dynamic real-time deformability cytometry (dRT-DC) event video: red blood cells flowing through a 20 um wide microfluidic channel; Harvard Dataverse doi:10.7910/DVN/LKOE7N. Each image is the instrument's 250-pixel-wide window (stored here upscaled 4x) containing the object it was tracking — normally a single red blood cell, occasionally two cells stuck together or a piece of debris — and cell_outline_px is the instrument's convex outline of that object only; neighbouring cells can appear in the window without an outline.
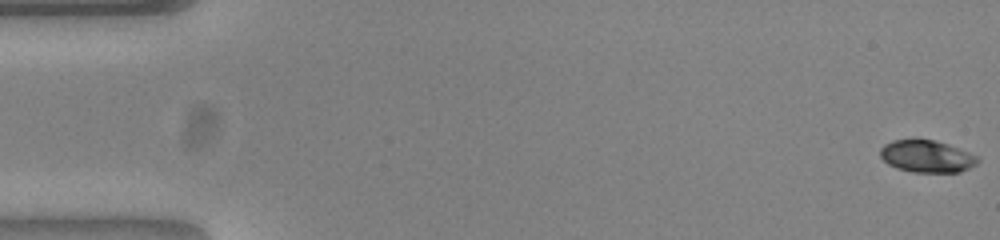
{"species": "common noctule bat (a hibernating species)", "species_latin": "Nyctalus noctula", "temperature_condition": "warm", "stored_images_in_passage": 54, "camera_frame_rate_fps": 3000, "um_per_image_px": 0.085, "animal": {"sex": "female", "body_mass_g": 23.0, "forearm_length_mm": 53.4}, "frame": {"image": 1, "passage_image": 1, "time_ms": 0.0, "image_size_px": [1000, 240], "cell_outline_px": [[980, 160], [976, 164], [960, 172], [912, 172], [896, 168], [888, 164], [880, 156], [880, 148], [884, 144], [892, 140], [932, 140], [948, 144], [968, 152], [976, 156]], "centroid_in_image_um": [78.75, 13.3], "position_along_channel_um": 6.2, "area_um2": 18.09}}
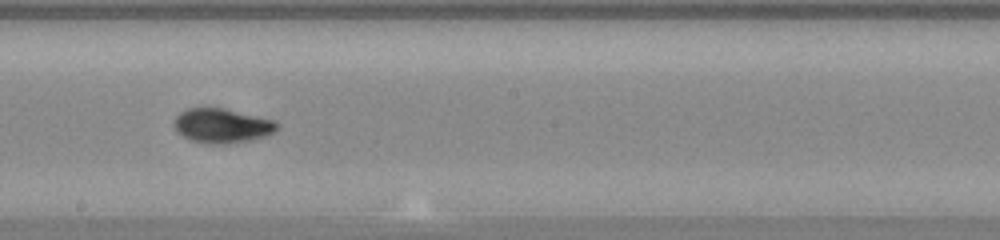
{"frame": {"image": 2, "passage_image": 30, "time_ms": 9.667, "image_size_px": [1000, 240], "cell_outline_px": [[280, 128], [276, 132], [252, 140], [228, 144], [208, 144], [192, 140], [176, 132], [172, 124], [176, 116], [180, 112], [188, 108], [224, 108], [276, 120]], "centroid_in_image_um": [18.89, 10.69], "position_along_channel_um": 229.3, "area_um2": 20.98}}
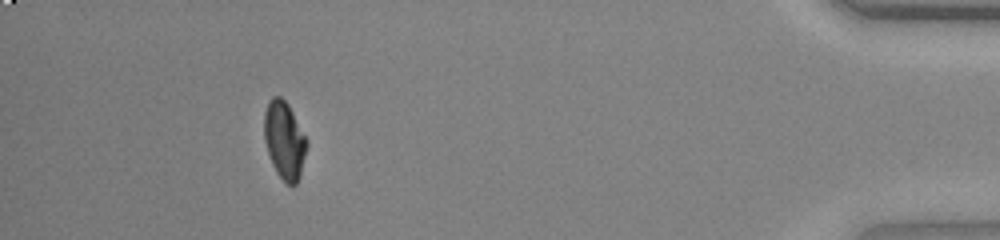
{"frame": {"image": 3, "passage_image": 49, "time_ms": 16.0, "image_size_px": [1000, 240], "cell_outline_px": [[308, 144], [300, 176], [296, 184], [288, 184], [276, 172], [272, 164], [264, 140], [264, 112], [272, 96], [280, 96], [288, 104], [308, 140]], "centroid_in_image_um": [24.18, 11.91], "position_along_channel_um": 411.0, "area_um2": 19.19}, "authors_computed_cell_mechanics": {"area_um2": 19.2763, "velocity_mm_per_s": 3.8596, "shape_relaxation_time_tau1_ms": 4.3186, "shape_relaxation_time_tau2_ms": 2.3223, "deformation_change_tau1": 0.1718, "deformation_change_tau2": 0.0439}}